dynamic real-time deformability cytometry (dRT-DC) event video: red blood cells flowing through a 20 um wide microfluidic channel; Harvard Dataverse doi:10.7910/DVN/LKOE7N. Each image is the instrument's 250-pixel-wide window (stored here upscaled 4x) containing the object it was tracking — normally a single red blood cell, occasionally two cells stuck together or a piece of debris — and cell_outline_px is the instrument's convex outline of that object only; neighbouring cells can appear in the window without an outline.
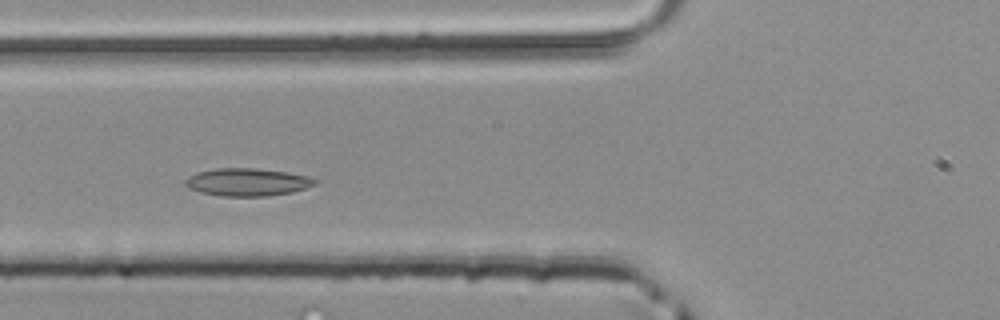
{"species": "common noctule bat (a hibernating species)", "species_latin": "Nyctalus noctula", "temperature_condition": "room temperature", "stored_images_in_passage": 43, "camera_frame_rate_fps": 3000, "um_per_image_px": 0.085, "animal": {"sex": "male", "body_mass_g": 20.4}, "frame": {"image": 1, "passage_image": 12, "time_ms": 3.667, "image_size_px": [1000, 320], "cell_outline_px": [[320, 180], [316, 184], [292, 192], [268, 196], [220, 196], [200, 192], [188, 188], [184, 184], [184, 180], [188, 176], [196, 172], [216, 168], [256, 168], [288, 172], [308, 176]], "centroid_in_image_um": [21.01, 15.47], "position_along_channel_um": 104.8, "area_um2": 21.15}}
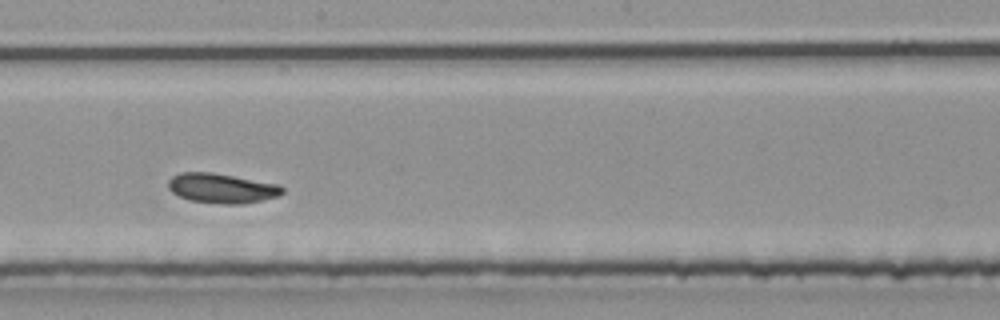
{"frame": {"image": 2, "passage_image": 21, "time_ms": 6.667, "image_size_px": [1000, 320], "cell_outline_px": [[284, 192], [280, 196], [240, 204], [220, 204], [192, 200], [180, 196], [172, 192], [168, 188], [168, 180], [172, 176], [180, 172], [212, 172], [280, 184], [284, 188]], "centroid_in_image_um": [18.87, 15.99], "position_along_channel_um": 229.3, "area_um2": 19.83}}
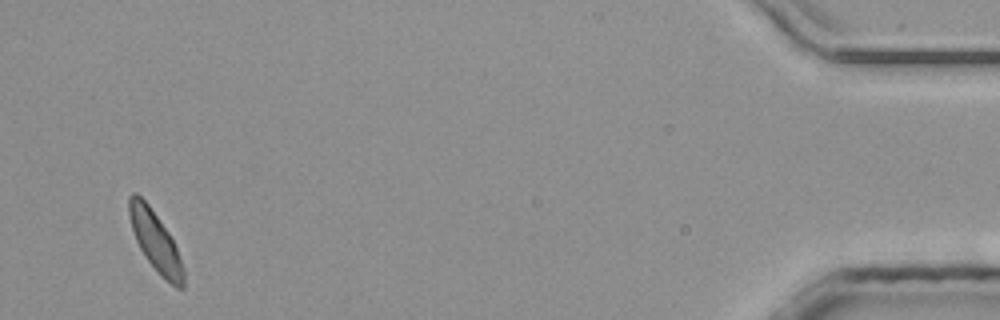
{"frame": {"image": 3, "passage_image": 41, "time_ms": 13.333, "image_size_px": [1000, 320], "cell_outline_px": [[184, 288], [176, 288], [160, 276], [144, 256], [136, 240], [128, 216], [128, 196], [132, 192], [136, 192], [148, 204], [168, 232], [176, 248], [184, 268]], "centroid_in_image_um": [13.19, 20.52], "position_along_channel_um": 422.0, "area_um2": 18.9}}